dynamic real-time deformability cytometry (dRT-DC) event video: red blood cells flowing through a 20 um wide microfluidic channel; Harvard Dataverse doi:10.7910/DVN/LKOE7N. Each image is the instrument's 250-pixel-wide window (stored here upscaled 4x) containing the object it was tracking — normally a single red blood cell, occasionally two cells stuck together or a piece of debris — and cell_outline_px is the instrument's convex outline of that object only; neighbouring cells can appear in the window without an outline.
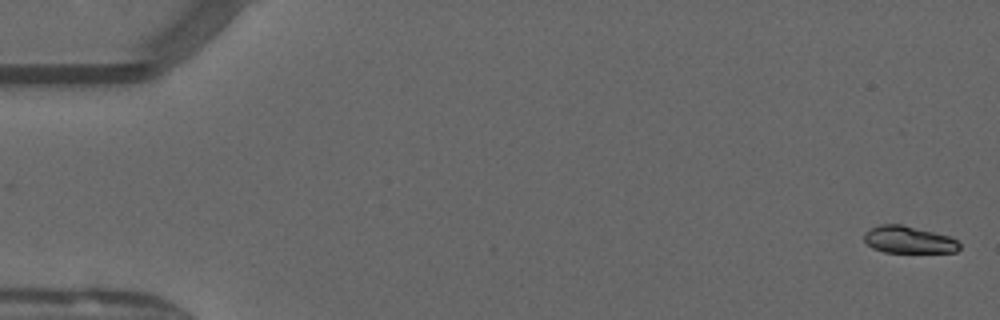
{"species": "common noctule bat (a hibernating species)", "species_latin": "Nyctalus noctula", "temperature_condition": "warm", "stored_images_in_passage": 14, "camera_frame_rate_fps": 3000, "um_per_image_px": 0.085, "animal": {"sex": "male", "forearm_length_mm": 52.5}, "frame": {"image": 1, "passage_image": 1, "time_ms": 0.0, "image_size_px": [1000, 320], "cell_outline_px": [[960, 248], [956, 252], [884, 252], [872, 248], [864, 240], [864, 232], [880, 224], [900, 224], [952, 236], [960, 244]], "centroid_in_image_um": [77.25, 20.38], "position_along_channel_um": 7.8, "area_um2": 15.09}}